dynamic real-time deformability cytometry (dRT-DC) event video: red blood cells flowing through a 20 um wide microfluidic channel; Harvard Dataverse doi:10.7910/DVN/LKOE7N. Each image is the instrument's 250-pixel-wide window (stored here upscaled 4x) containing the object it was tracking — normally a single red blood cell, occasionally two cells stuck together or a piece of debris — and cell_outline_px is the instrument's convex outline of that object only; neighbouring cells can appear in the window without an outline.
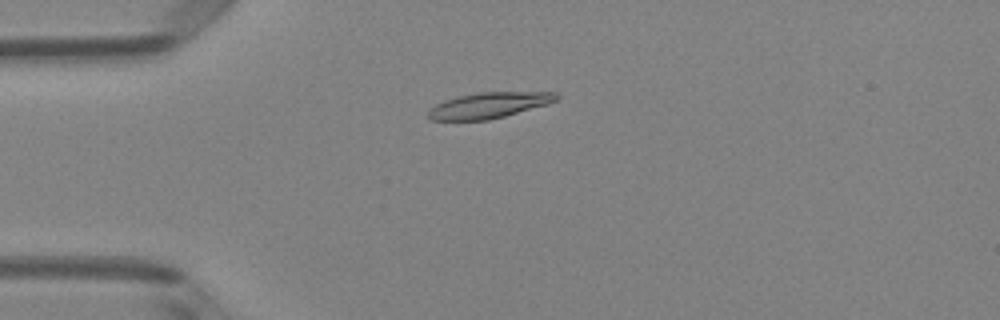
{"species": "Egyptian fruit bat (a non-hibernating species)", "species_latin": "Rousettus aegyptiacus", "temperature_condition": "room temperature", "stored_images_in_passage": 50, "camera_frame_rate_fps": 3000, "um_per_image_px": 0.085, "animal": {"sex": "female"}, "frame": {"image": 1, "passage_image": 13, "time_ms": 4.0, "image_size_px": [1000, 320], "cell_outline_px": [[560, 96], [556, 100], [548, 104], [504, 116], [488, 120], [432, 120], [424, 116], [428, 108], [444, 100], [460, 96], [480, 92], [556, 92]], "centroid_in_image_um": [41.5, 8.95], "position_along_channel_um": 43.5, "area_um2": 19.31}}
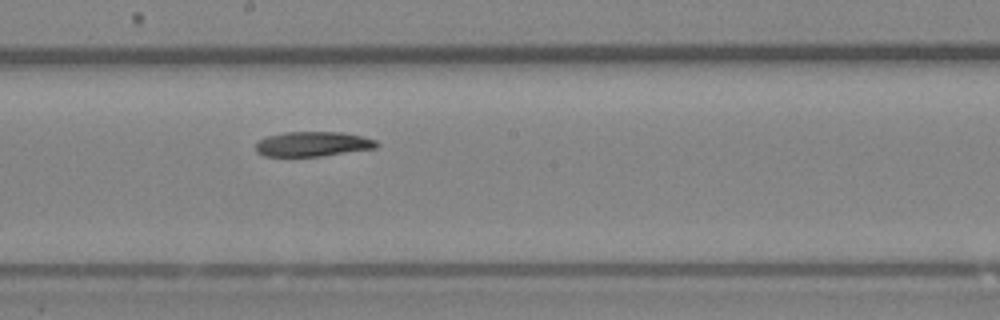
{"frame": {"image": 2, "passage_image": 28, "time_ms": 9.0, "image_size_px": [1000, 320], "cell_outline_px": [[380, 144], [376, 148], [320, 156], [264, 156], [256, 152], [256, 144], [260, 140], [268, 136], [284, 132], [344, 132], [376, 140]], "centroid_in_image_um": [26.6, 12.24], "position_along_channel_um": 221.6, "area_um2": 17.4}}
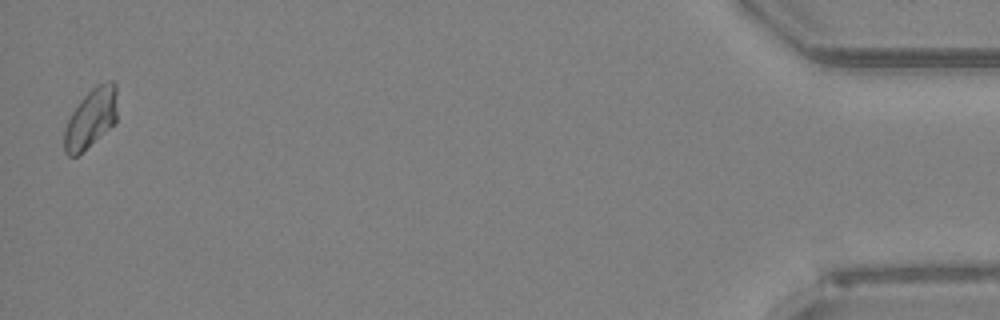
{"frame": {"image": 3, "passage_image": 50, "time_ms": 16.333, "image_size_px": [1000, 320], "cell_outline_px": [[116, 124], [76, 156], [68, 156], [64, 152], [64, 128], [72, 112], [80, 100], [96, 84], [108, 80], [112, 80], [116, 84]], "centroid_in_image_um": [7.73, 10.04], "position_along_channel_um": 427.5, "area_um2": 18.44}}